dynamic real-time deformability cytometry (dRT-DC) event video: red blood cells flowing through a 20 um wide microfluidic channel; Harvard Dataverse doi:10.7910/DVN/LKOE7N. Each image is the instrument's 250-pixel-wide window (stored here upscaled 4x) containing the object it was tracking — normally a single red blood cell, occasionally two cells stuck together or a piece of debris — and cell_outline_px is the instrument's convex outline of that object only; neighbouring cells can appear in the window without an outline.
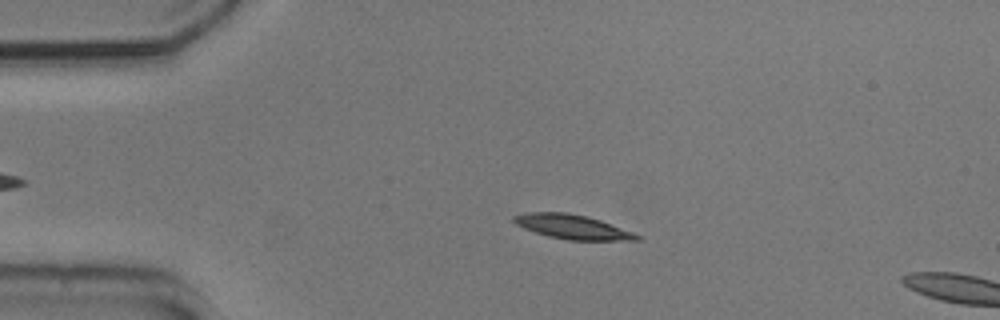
{"species": "common noctule bat (a hibernating species)", "species_latin": "Nyctalus noctula", "temperature_condition": "cold", "stored_images_in_passage": 14, "segment_of_instrument_passage": [1, 2], "camera_frame_rate_fps": 3000, "um_per_image_px": 0.085, "animal": {"sex": "male", "body_mass_g": 20.5, "forearm_length_mm": 52.5}, "frame": {"image": 1, "passage_image": 12, "time_ms": 3.667, "image_size_px": [1000, 320], "cell_outline_px": [[632, 236], [604, 240], [580, 240], [556, 236], [532, 228], [524, 224], [520, 220], [532, 216], [580, 216], [604, 224]], "centroid_in_image_um": [48.75, 19.36], "position_along_channel_um": 36.2, "area_um2": 12.25}}